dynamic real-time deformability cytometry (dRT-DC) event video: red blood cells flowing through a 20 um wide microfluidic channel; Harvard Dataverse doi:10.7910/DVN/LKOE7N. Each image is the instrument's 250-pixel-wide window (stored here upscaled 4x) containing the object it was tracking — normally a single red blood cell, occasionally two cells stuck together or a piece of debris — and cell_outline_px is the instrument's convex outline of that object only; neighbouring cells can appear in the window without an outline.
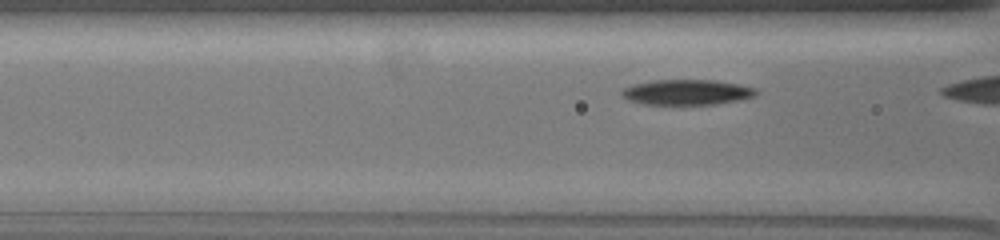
{"species": "common noctule bat (a hibernating species)", "species_latin": "Nyctalus noctula", "temperature_condition": "warm", "stored_images_in_passage": 8, "camera_frame_rate_fps": 3000, "um_per_image_px": 0.085, "animal": {"sex": "female", "body_mass_g": 19.5, "forearm_length_mm": 54.1}, "frame": {"image": 1, "passage_image": 5, "time_ms": 1.333, "image_size_px": [1000, 240], "cell_outline_px": [[760, 92], [756, 96], [740, 100], [716, 104], [644, 104], [628, 100], [620, 96], [620, 92], [624, 88], [632, 84], [652, 80], [716, 80], [740, 84], [756, 88]], "centroid_in_image_um": [58.41, 7.83], "position_along_channel_um": 108.2, "area_um2": 20.11}}